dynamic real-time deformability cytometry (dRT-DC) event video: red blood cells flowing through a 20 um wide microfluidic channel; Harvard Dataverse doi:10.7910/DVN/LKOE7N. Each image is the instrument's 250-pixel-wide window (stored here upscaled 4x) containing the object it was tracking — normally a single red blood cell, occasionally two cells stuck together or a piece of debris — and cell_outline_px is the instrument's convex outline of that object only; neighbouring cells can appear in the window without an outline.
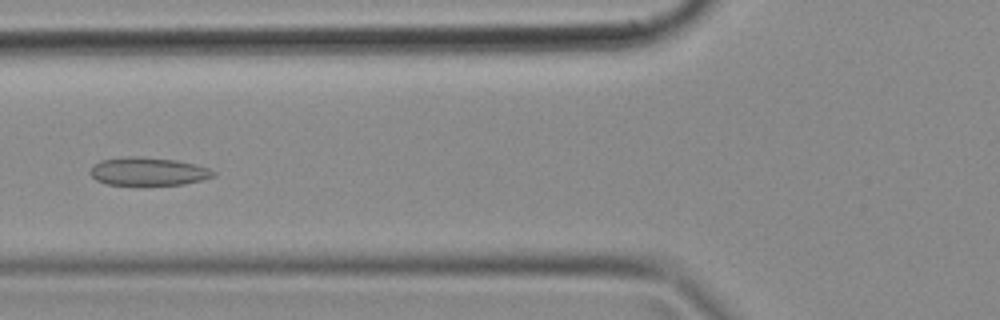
{"species": "common noctule bat (a hibernating species)", "species_latin": "Nyctalus noctula", "temperature_condition": "cold", "stored_images_in_passage": 50, "camera_frame_rate_fps": 3000, "um_per_image_px": 0.085, "animal": {"sex": "female", "body_mass_g": 18.4}, "frame": {"image": 1, "passage_image": 19, "time_ms": 6.0, "image_size_px": [1000, 320], "cell_outline_px": [[216, 176], [184, 184], [108, 184], [96, 180], [88, 172], [100, 160], [124, 156], [140, 156], [176, 160], [196, 164], [208, 168], [216, 172]], "centroid_in_image_um": [12.6, 14.55], "position_along_channel_um": 113.2, "area_um2": 20.06}}
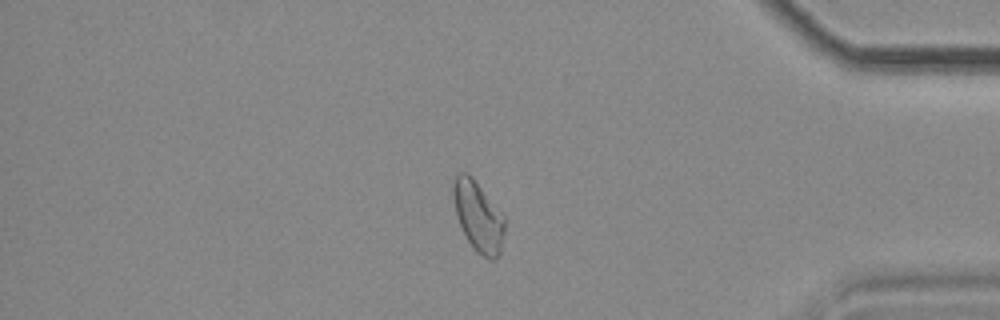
{"frame": {"image": 2, "passage_image": 42, "time_ms": 13.667, "image_size_px": [1000, 320], "cell_outline_px": [[504, 232], [500, 252], [496, 260], [488, 260], [476, 252], [468, 240], [456, 216], [452, 196], [452, 184], [456, 172], [468, 172], [472, 176], [504, 216]], "centroid_in_image_um": [40.62, 18.37], "position_along_channel_um": 394.6, "area_um2": 21.15}}
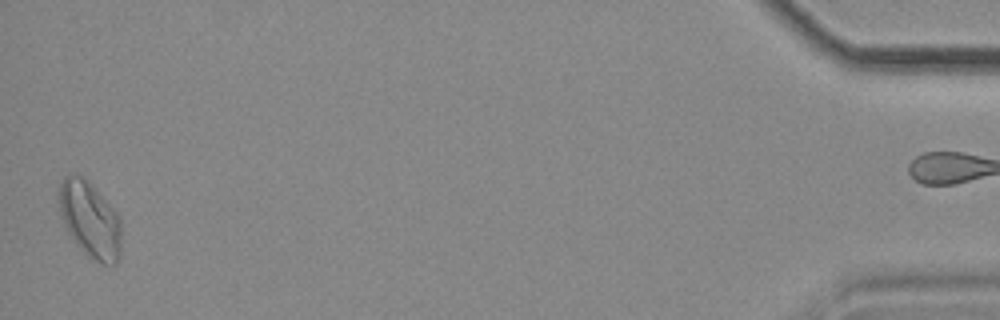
{"frame": {"image": 3, "passage_image": 49, "time_ms": 16.0, "image_size_px": [1000, 320], "cell_outline_px": [[120, 260], [116, 264], [104, 264], [92, 260], [76, 244], [68, 232], [60, 216], [56, 200], [60, 184], [64, 176], [84, 176], [92, 184], [116, 212], [120, 220]], "centroid_in_image_um": [7.62, 18.67], "position_along_channel_um": 427.6, "area_um2": 27.86}}